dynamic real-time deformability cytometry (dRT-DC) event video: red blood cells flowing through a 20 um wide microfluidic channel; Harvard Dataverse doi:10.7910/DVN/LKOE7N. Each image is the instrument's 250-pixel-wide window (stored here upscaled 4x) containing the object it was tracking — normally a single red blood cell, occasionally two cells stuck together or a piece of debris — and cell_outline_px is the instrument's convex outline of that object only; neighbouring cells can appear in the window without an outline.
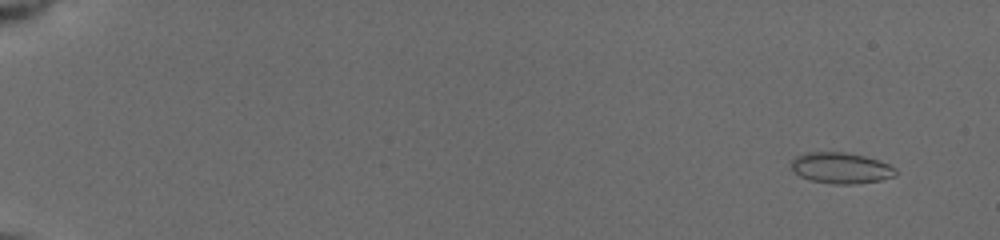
{"species": "common noctule bat (a hibernating species)", "species_latin": "Nyctalus noctula", "temperature_condition": "cold", "stored_images_in_passage": 39, "camera_frame_rate_fps": 3000, "um_per_image_px": 0.085, "animal": {"sex": "female", "body_mass_g": 19.5, "forearm_length_mm": 54.1}, "frame": {"image": 1, "passage_image": 3, "time_ms": 0.667, "image_size_px": [1000, 240], "cell_outline_px": [[896, 176], [880, 180], [852, 184], [832, 184], [812, 180], [800, 176], [792, 168], [792, 160], [796, 156], [804, 152], [844, 152], [864, 156], [888, 164], [896, 168]], "centroid_in_image_um": [71.48, 14.28], "position_along_channel_um": 13.5, "area_um2": 18.67}}
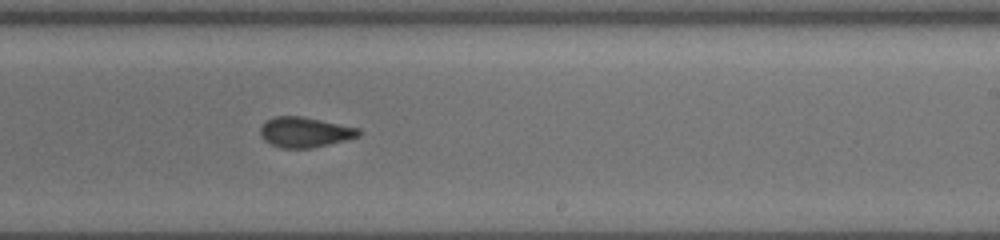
{"frame": {"image": 2, "passage_image": 24, "time_ms": 11.333, "image_size_px": [1000, 240], "cell_outline_px": [[360, 136], [312, 148], [280, 148], [264, 140], [260, 136], [260, 128], [268, 120], [276, 116], [300, 116], [360, 128]], "centroid_in_image_um": [25.9, 11.24], "position_along_channel_um": 263.1, "area_um2": 17.11}}
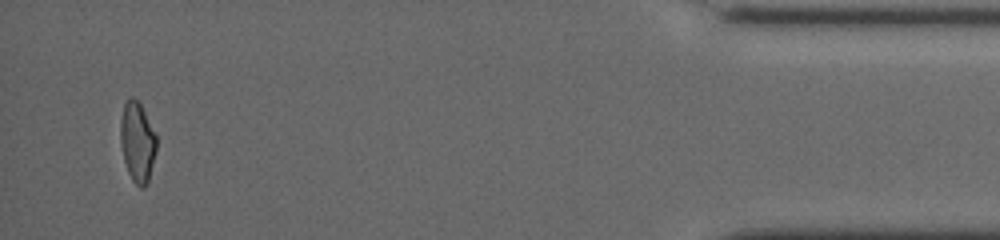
{"frame": {"image": 3, "passage_image": 39, "time_ms": 17.0, "image_size_px": [1000, 240], "cell_outline_px": [[156, 152], [148, 184], [144, 188], [140, 188], [132, 180], [128, 172], [124, 160], [120, 144], [120, 120], [124, 104], [132, 96], [140, 104], [156, 136]], "centroid_in_image_um": [11.67, 12.12], "position_along_channel_um": 423.5, "area_um2": 16.76}, "authors_computed_cell_mechanics": {"area_um2": 17.7446, "velocity_mm_per_s": 3.9451, "shape_relaxation_time_tau1_ms": null, "shape_relaxation_time_tau2_ms": 2.7333, "deformation_change_tau1": null, "deformation_change_tau2": 0.0531}}